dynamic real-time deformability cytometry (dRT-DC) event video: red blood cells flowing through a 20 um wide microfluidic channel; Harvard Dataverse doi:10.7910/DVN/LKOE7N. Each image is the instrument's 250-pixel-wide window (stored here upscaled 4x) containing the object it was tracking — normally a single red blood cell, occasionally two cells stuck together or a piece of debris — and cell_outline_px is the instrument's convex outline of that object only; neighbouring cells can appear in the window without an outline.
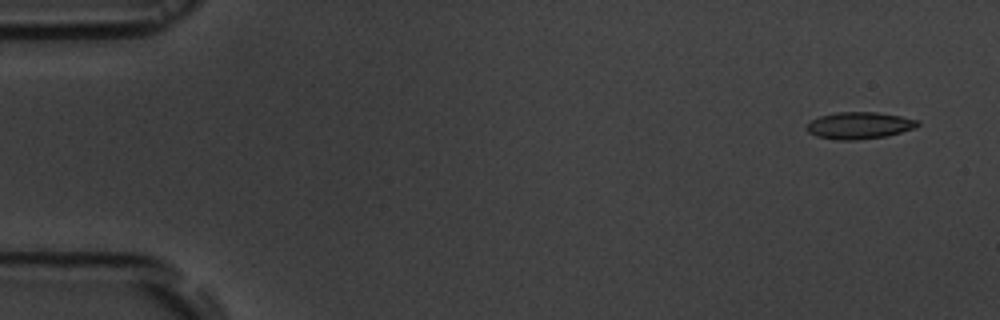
{"species": "common noctule bat (a hibernating species)", "species_latin": "Nyctalus noctula", "temperature_condition": "room temperature", "stored_images_in_passage": 2, "camera_frame_rate_fps": 3000, "um_per_image_px": 0.085, "animal": {"sex": "male", "body_mass_g": 19.5, "forearm_length_mm": 54.6}, "frame": {"image": 1, "passage_image": 1, "time_ms": 0.0, "image_size_px": [1000, 320], "cell_outline_px": [[920, 124], [912, 128], [900, 132], [884, 136], [856, 140], [836, 140], [816, 136], [808, 132], [808, 124], [812, 120], [820, 116], [836, 112], [876, 112], [900, 116], [920, 120]], "centroid_in_image_um": [73.03, 10.66], "position_along_channel_um": 12.0, "area_um2": 17.17}}